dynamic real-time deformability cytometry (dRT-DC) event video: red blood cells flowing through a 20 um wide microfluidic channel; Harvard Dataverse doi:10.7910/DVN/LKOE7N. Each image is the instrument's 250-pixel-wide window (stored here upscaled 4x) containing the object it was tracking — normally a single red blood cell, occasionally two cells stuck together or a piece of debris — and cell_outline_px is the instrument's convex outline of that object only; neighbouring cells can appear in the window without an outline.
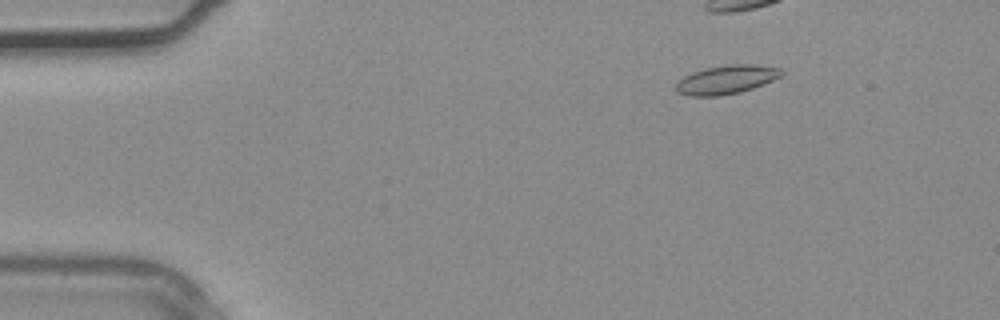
{"species": "common noctule bat (a hibernating species)", "species_latin": "Nyctalus noctula", "temperature_condition": "warm", "stored_images_in_passage": 4, "camera_frame_rate_fps": 3000, "um_per_image_px": 0.085, "animal": {"sex": "male", "body_mass_g": 20.4}, "frame": {"image": 1, "passage_image": 2, "time_ms": 0.333, "image_size_px": [1000, 320], "cell_outline_px": [[784, 72], [780, 76], [764, 84], [740, 92], [720, 96], [688, 96], [676, 92], [676, 80], [692, 72], [704, 68], [728, 64], [756, 64], [780, 68]], "centroid_in_image_um": [61.7, 6.76], "position_along_channel_um": 23.3, "area_um2": 17.86}}